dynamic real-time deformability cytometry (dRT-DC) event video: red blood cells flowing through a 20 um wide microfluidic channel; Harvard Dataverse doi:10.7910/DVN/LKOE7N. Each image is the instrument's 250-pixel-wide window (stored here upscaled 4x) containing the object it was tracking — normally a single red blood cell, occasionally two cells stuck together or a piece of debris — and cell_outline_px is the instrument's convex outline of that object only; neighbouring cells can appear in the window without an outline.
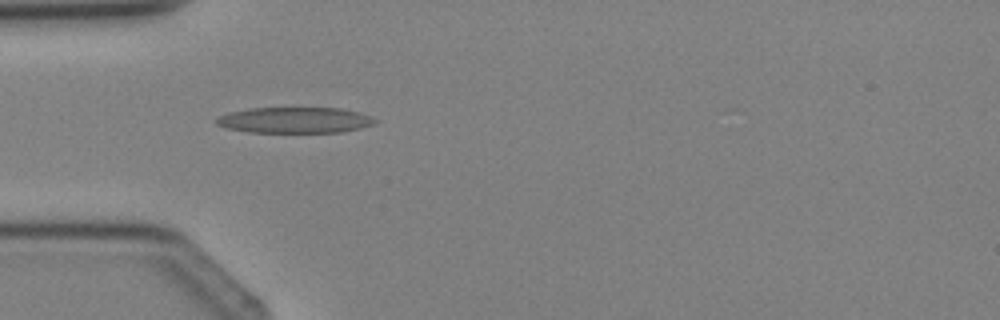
{"species": "Egyptian fruit bat (a non-hibernating species)", "species_latin": "Rousettus aegyptiacus", "temperature_condition": "cold", "stored_images_in_passage": 3, "camera_frame_rate_fps": 3000, "um_per_image_px": 0.085, "animal": {"sex": "female"}, "frame": {"image": 1, "passage_image": 3, "time_ms": 2.333, "image_size_px": [1000, 320], "cell_outline_px": [[380, 120], [372, 124], [360, 128], [344, 132], [248, 132], [228, 128], [216, 124], [212, 120], [228, 112], [252, 108], [340, 108], [372, 116]], "centroid_in_image_um": [25.05, 10.21], "position_along_channel_um": 59.9, "area_um2": 23.93}}